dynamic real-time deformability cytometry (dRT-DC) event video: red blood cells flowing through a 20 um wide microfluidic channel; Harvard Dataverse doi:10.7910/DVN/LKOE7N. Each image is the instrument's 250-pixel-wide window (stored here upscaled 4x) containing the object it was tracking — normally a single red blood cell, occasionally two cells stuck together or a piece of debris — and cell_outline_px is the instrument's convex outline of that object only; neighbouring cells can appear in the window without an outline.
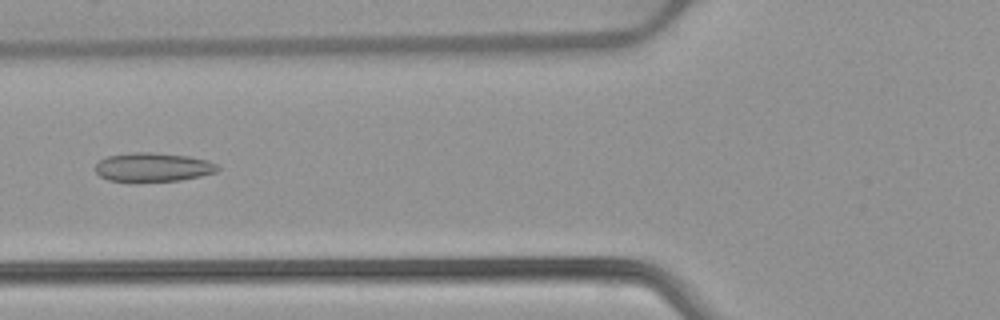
{"species": "common noctule bat (a hibernating species)", "species_latin": "Nyctalus noctula", "temperature_condition": "warm", "stored_images_in_passage": 52, "camera_frame_rate_fps": 3000, "um_per_image_px": 0.085, "animal": {"sex": "female", "body_mass_g": 22.7, "forearm_length_mm": 54.2}, "frame": {"image": 1, "passage_image": 20, "time_ms": 6.333, "image_size_px": [1000, 320], "cell_outline_px": [[220, 168], [216, 172], [200, 176], [180, 180], [136, 184], [108, 180], [100, 176], [96, 172], [96, 164], [100, 160], [108, 156], [136, 152], [152, 152], [188, 156], [208, 160], [216, 164]], "centroid_in_image_um": [12.98, 14.25], "position_along_channel_um": 112.8, "area_um2": 21.15}}
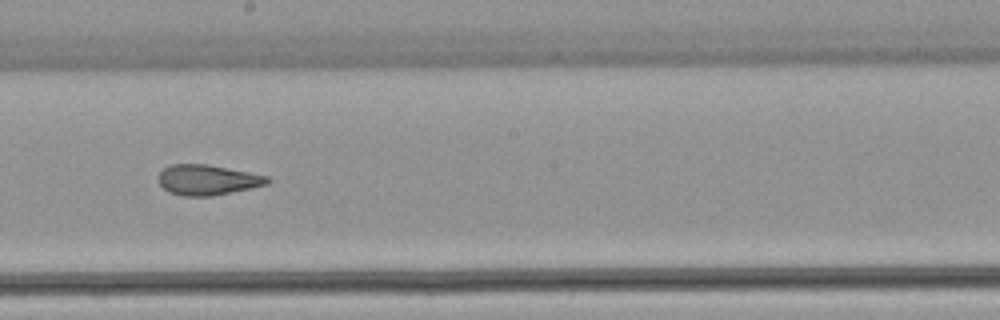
{"frame": {"image": 2, "passage_image": 29, "time_ms": 9.333, "image_size_px": [1000, 320], "cell_outline_px": [[272, 180], [268, 184], [252, 188], [212, 196], [184, 196], [168, 192], [156, 180], [156, 176], [164, 168], [172, 164], [208, 164], [268, 176]], "centroid_in_image_um": [17.62, 15.29], "position_along_channel_um": 230.6, "area_um2": 19.42}}
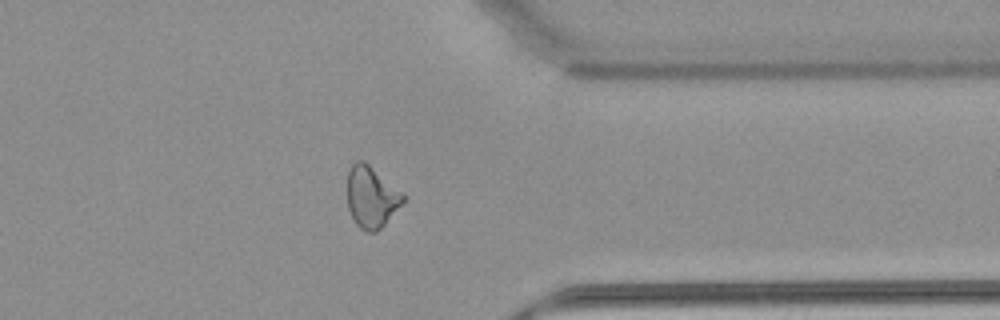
{"frame": {"image": 3, "passage_image": 41, "time_ms": 13.333, "image_size_px": [1000, 320], "cell_outline_px": [[408, 196], [384, 224], [376, 232], [368, 232], [360, 228], [356, 224], [348, 208], [348, 172], [352, 164], [356, 160], [364, 160]], "centroid_in_image_um": [31.58, 16.72], "position_along_channel_um": 379.8, "area_um2": 19.94}, "authors_computed_cell_mechanics": {"area_um2": 21.1548, "velocity_mm_per_s": 3.9344, "shape_relaxation_time_tau1_ms": null, "shape_relaxation_time_tau2_ms": 1.9241, "deformation_change_tau1": null, "deformation_change_tau2": 0.1038}}